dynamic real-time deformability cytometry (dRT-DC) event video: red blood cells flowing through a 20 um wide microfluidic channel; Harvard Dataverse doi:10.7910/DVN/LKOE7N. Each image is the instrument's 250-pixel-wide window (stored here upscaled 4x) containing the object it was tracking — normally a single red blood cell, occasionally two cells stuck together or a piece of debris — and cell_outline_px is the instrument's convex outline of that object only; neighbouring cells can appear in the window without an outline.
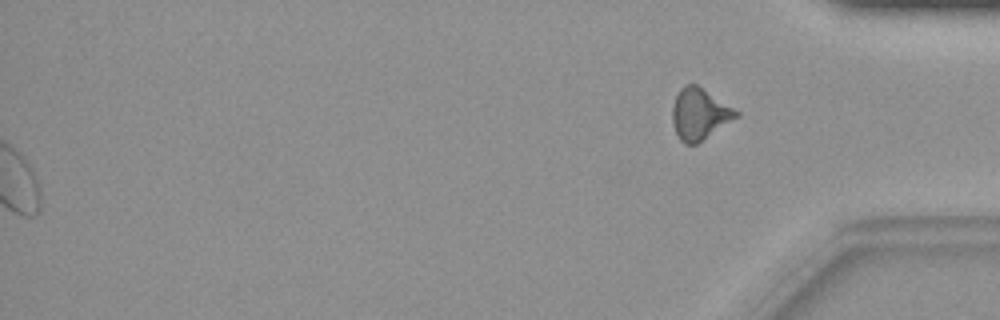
{"species": "common noctule bat (a hibernating species)", "species_latin": "Nyctalus noctula", "temperature_condition": "warm", "stored_images_in_passage": 45, "segment_of_instrument_passage": [2, 2], "camera_frame_rate_fps": 3000, "um_per_image_px": 0.085, "animal": {"sex": "female", "body_mass_g": 19.9}, "frame": {"image": 1, "passage_image": 45, "time_ms": 14.667, "image_size_px": [1000, 320], "cell_outline_px": [[740, 116], [696, 144], [684, 144], [680, 140], [672, 124], [672, 108], [676, 96], [680, 88], [684, 84], [696, 84], [740, 112]], "centroid_in_image_um": [59.45, 9.69], "position_along_channel_um": 375.7, "area_um2": 19.02}}